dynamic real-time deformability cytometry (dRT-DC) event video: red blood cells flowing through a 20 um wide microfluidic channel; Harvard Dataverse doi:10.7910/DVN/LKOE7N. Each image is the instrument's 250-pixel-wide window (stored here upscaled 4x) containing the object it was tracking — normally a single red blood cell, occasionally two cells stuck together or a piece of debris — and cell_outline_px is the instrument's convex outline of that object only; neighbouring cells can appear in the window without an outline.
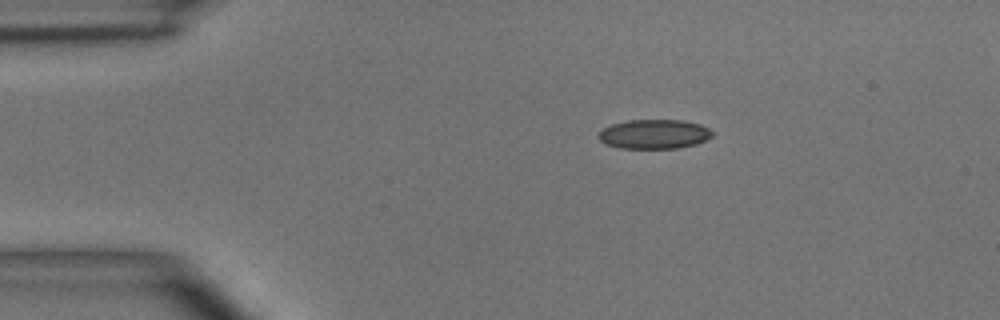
{"species": "common noctule bat (a hibernating species)", "species_latin": "Nyctalus noctula", "temperature_condition": "room temperature", "stored_images_in_passage": 3, "camera_frame_rate_fps": 3000, "um_per_image_px": 0.085, "animal": {"sex": "male", "body_mass_g": 15.6}, "frame": {"image": 1, "passage_image": 1, "time_ms": 0.0, "image_size_px": [1000, 320], "cell_outline_px": [[712, 136], [696, 144], [676, 148], [620, 148], [608, 144], [600, 140], [596, 136], [604, 128], [612, 124], [628, 120], [684, 120], [700, 124], [708, 128], [712, 132]], "centroid_in_image_um": [55.6, 11.39], "position_along_channel_um": 29.4, "area_um2": 19.31}}
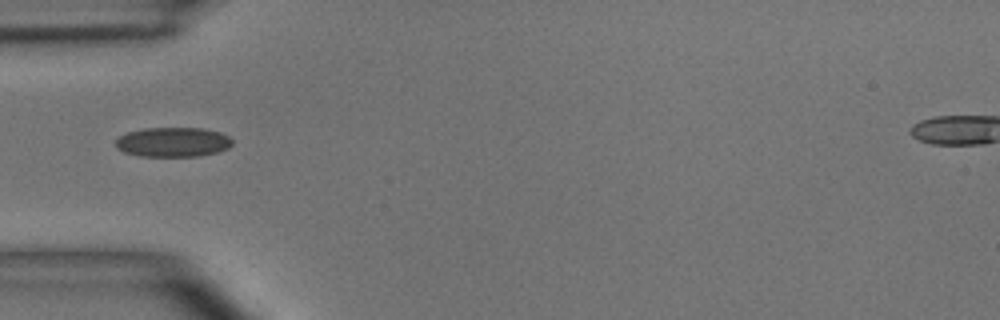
{"frame": {"image": 2, "passage_image": 3, "time_ms": 2.333, "image_size_px": [1000, 320], "cell_outline_px": [[232, 144], [228, 148], [216, 152], [200, 156], [140, 156], [124, 152], [116, 148], [116, 140], [120, 136], [128, 132], [144, 128], [204, 128], [220, 132], [228, 136], [232, 140]], "centroid_in_image_um": [14.7, 12.07], "position_along_channel_um": 70.3, "area_um2": 20.11}}